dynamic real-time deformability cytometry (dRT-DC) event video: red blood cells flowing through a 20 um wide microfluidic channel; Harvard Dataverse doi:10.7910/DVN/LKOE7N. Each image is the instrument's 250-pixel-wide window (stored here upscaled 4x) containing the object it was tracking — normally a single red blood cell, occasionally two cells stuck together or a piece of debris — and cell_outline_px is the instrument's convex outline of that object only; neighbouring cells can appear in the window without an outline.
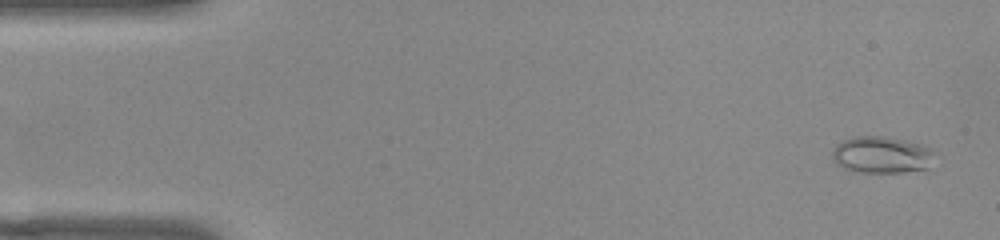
{"species": "common noctule bat (a hibernating species)", "species_latin": "Nyctalus noctula", "temperature_condition": "warm", "stored_images_in_passage": 53, "camera_frame_rate_fps": 3000, "um_per_image_px": 0.085, "animal": {"sex": "female", "body_mass_g": 22.0, "forearm_length_mm": 56.7}, "frame": {"image": 1, "passage_image": 3, "time_ms": 0.667, "image_size_px": [1000, 240], "cell_outline_px": [[936, 152], [928, 168], [904, 172], [852, 172], [836, 164], [832, 156], [832, 152], [836, 144], [852, 136], [888, 136], [924, 144], [932, 148]], "centroid_in_image_um": [74.96, 13.14], "position_along_channel_um": 10.0, "area_um2": 22.37}}
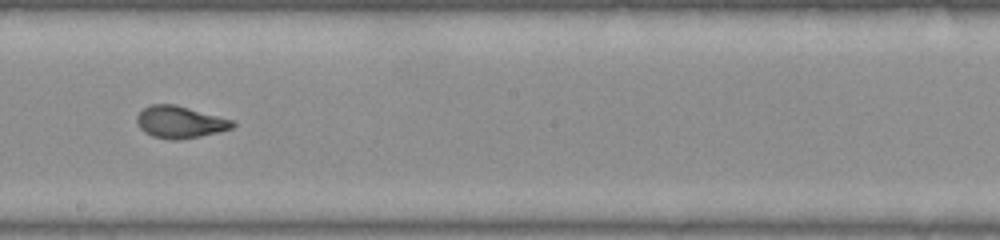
{"frame": {"image": 2, "passage_image": 30, "time_ms": 9.667, "image_size_px": [1000, 240], "cell_outline_px": [[236, 124], [232, 128], [220, 132], [180, 140], [172, 140], [152, 136], [144, 132], [140, 128], [136, 120], [136, 116], [144, 108], [152, 104], [176, 104], [232, 120]], "centroid_in_image_um": [15.29, 10.38], "position_along_channel_um": 232.9, "area_um2": 17.86}}
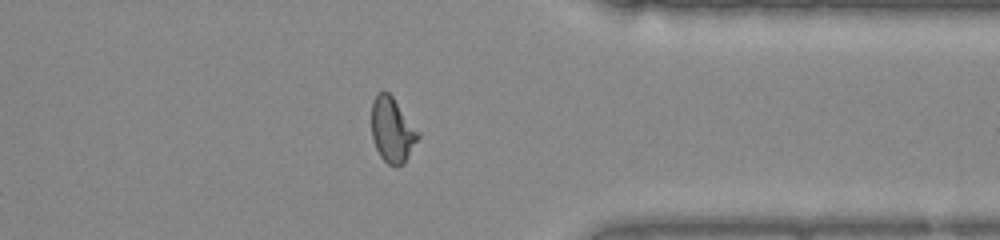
{"frame": {"image": 3, "passage_image": 42, "time_ms": 13.667, "image_size_px": [1000, 240], "cell_outline_px": [[420, 136], [404, 164], [396, 168], [388, 164], [380, 156], [376, 148], [372, 136], [372, 100], [380, 92], [388, 92], [392, 96], [420, 132]], "centroid_in_image_um": [33.36, 11.08], "position_along_channel_um": 378.0, "area_um2": 17.63}, "authors_computed_cell_mechanics": {"area_um2": 18.207, "velocity_mm_per_s": 3.8558, "shape_relaxation_time_tau1_ms": null, "shape_relaxation_time_tau2_ms": 0.9341, "deformation_change_tau1": null, "deformation_change_tau2": 0.0699}}